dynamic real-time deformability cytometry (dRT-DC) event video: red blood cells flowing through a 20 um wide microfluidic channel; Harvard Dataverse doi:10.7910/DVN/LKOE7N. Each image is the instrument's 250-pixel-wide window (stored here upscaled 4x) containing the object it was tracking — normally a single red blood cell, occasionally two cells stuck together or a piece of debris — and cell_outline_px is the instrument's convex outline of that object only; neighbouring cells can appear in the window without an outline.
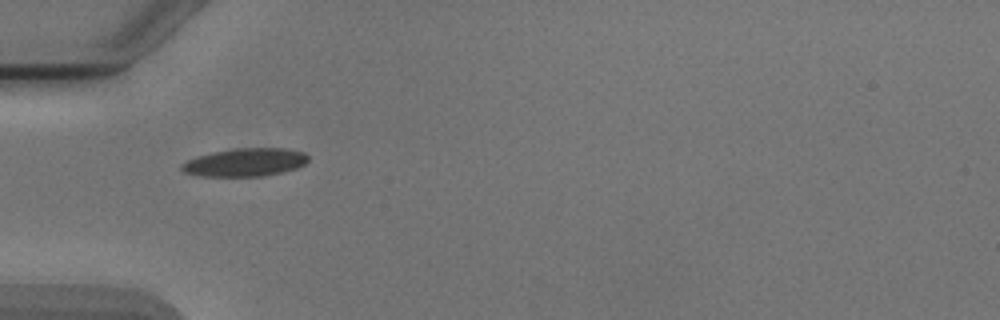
{"species": "Egyptian fruit bat (a non-hibernating species)", "species_latin": "Rousettus aegyptiacus", "temperature_condition": "cold", "stored_images_in_passage": 3, "camera_frame_rate_fps": 3000, "um_per_image_px": 0.085, "animal": {"sex": "male"}, "frame": {"image": 1, "passage_image": 1, "time_ms": 0.0, "image_size_px": [1000, 320], "cell_outline_px": [[308, 160], [304, 164], [296, 168], [284, 172], [260, 176], [200, 176], [184, 172], [180, 168], [180, 164], [196, 156], [212, 152], [236, 148], [284, 148], [304, 152], [308, 156]], "centroid_in_image_um": [20.82, 13.79], "position_along_channel_um": 64.2, "area_um2": 20.75}}
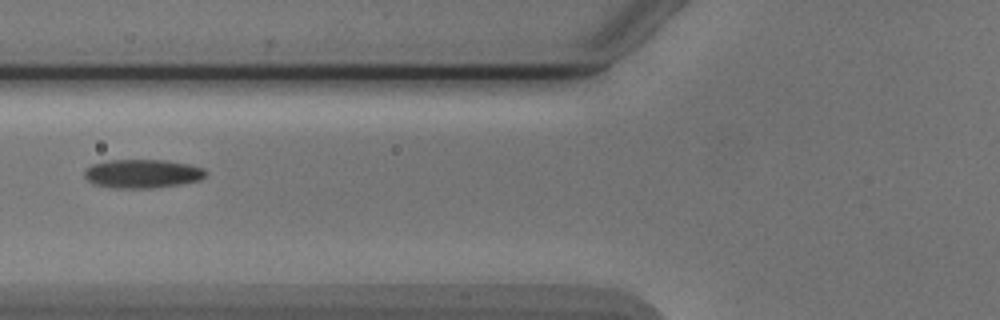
{"frame": {"image": 2, "passage_image": 2, "time_ms": 1.333, "image_size_px": [1000, 320], "cell_outline_px": [[208, 172], [200, 180], [180, 184], [152, 188], [112, 188], [92, 184], [84, 176], [84, 168], [92, 164], [108, 160], [164, 160], [188, 164], [204, 168]], "centroid_in_image_um": [12.07, 14.76], "position_along_channel_um": 113.7, "area_um2": 20.46}}
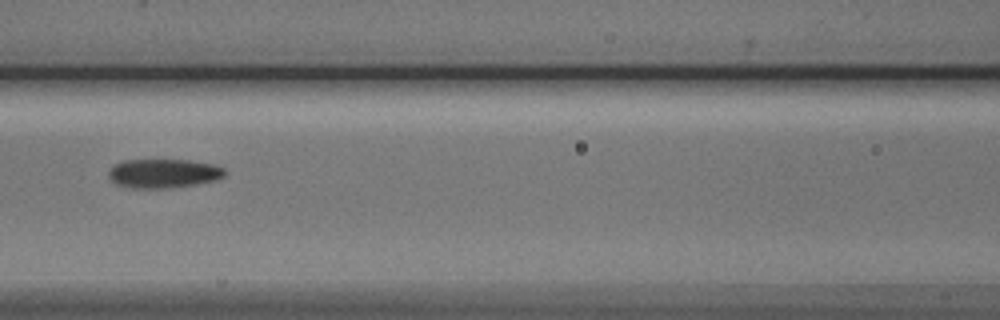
{"frame": {"image": 3, "passage_image": 3, "time_ms": 2.333, "image_size_px": [1000, 320], "cell_outline_px": [[224, 176], [216, 180], [196, 184], [168, 188], [132, 188], [116, 184], [108, 176], [108, 172], [112, 164], [124, 160], [188, 160], [216, 164], [224, 168]], "centroid_in_image_um": [13.88, 14.73], "position_along_channel_um": 152.7, "area_um2": 19.77}}